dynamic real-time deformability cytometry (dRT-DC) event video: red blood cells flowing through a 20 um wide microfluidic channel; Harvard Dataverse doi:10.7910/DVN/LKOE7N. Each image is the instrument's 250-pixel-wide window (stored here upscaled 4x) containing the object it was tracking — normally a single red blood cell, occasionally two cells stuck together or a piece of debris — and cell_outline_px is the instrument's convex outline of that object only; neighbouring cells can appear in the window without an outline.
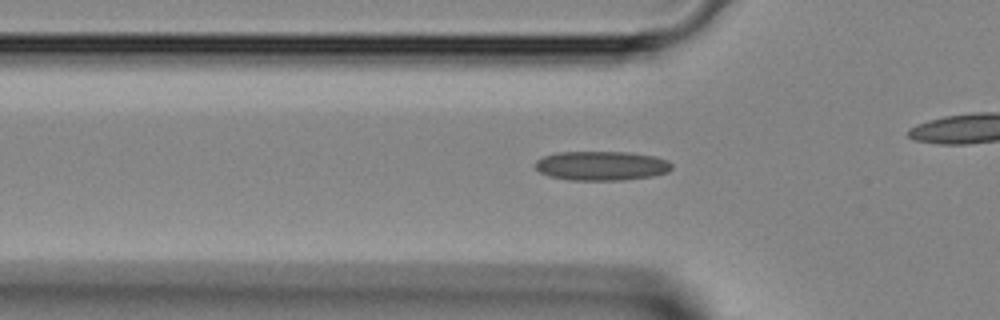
{"species": "Egyptian fruit bat (a non-hibernating species)", "species_latin": "Rousettus aegyptiacus", "temperature_condition": "room temperature", "stored_images_in_passage": 26, "camera_frame_rate_fps": 3000, "um_per_image_px": 0.085, "animal": {"sex": "female"}, "frame": {"image": 1, "passage_image": 5, "time_ms": 1.333, "image_size_px": [1000, 320], "cell_outline_px": [[672, 168], [668, 172], [652, 176], [624, 180], [568, 180], [548, 176], [540, 172], [536, 168], [536, 160], [544, 156], [560, 152], [632, 152], [656, 156], [668, 160], [672, 164]], "centroid_in_image_um": [51.16, 14.09], "position_along_channel_um": 74.6, "area_um2": 23.47}}
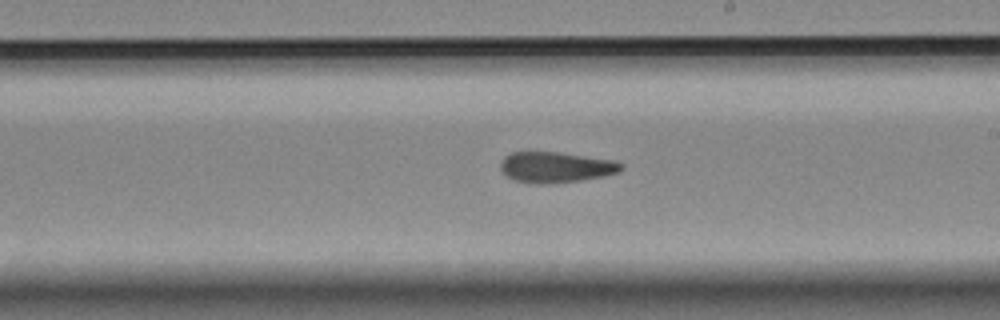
{"frame": {"image": 2, "passage_image": 16, "time_ms": 5.0, "image_size_px": [1000, 320], "cell_outline_px": [[624, 168], [620, 172], [604, 176], [580, 180], [548, 184], [536, 184], [516, 180], [508, 176], [500, 168], [500, 164], [504, 156], [512, 152], [560, 152], [612, 160], [624, 164]], "centroid_in_image_um": [47.27, 14.21], "position_along_channel_um": 241.7, "area_um2": 21.56}}
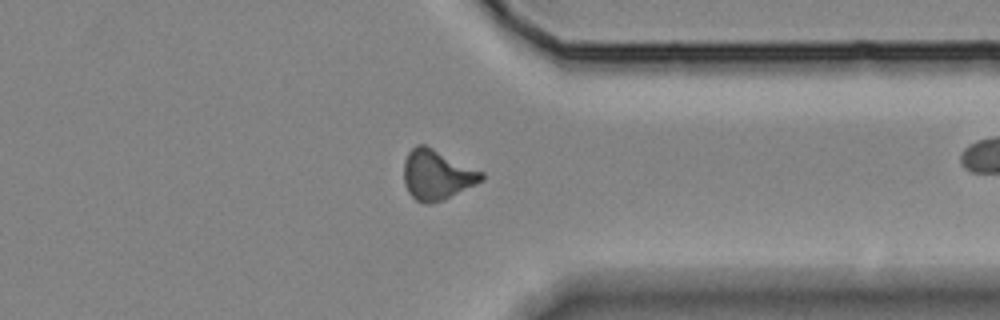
{"frame": {"image": 3, "passage_image": 25, "time_ms": 8.0, "image_size_px": [1000, 320], "cell_outline_px": [[484, 180], [444, 200], [428, 204], [424, 204], [416, 200], [408, 192], [404, 184], [404, 160], [408, 152], [416, 144], [424, 144], [484, 172]], "centroid_in_image_um": [37.13, 14.86], "position_along_channel_um": 374.3, "area_um2": 22.72}}